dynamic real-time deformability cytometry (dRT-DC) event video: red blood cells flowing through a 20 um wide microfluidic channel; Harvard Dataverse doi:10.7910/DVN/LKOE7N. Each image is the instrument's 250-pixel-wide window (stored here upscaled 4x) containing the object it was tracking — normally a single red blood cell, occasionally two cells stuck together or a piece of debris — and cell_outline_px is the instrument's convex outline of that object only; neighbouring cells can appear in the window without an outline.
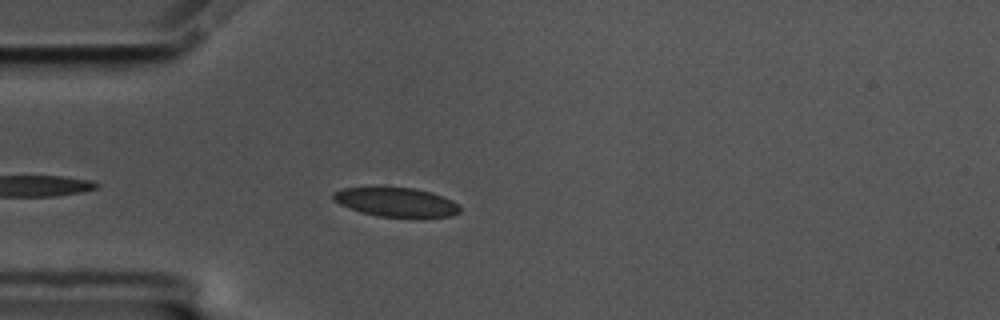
{"species": "common noctule bat (a hibernating species)", "species_latin": "Nyctalus noctula", "temperature_condition": "cold", "stored_images_in_passage": 44, "camera_frame_rate_fps": 3000, "um_per_image_px": 0.085, "animal": {"sex": "male", "body_mass_g": 17.5, "forearm_length_mm": 52.3}, "frame": {"image": 1, "passage_image": 5, "time_ms": 1.333, "image_size_px": [1000, 320], "cell_outline_px": [[460, 212], [452, 216], [376, 216], [360, 212], [348, 208], [332, 200], [332, 192], [344, 188], [412, 188], [432, 192], [444, 196], [452, 200], [460, 208]], "centroid_in_image_um": [33.64, 17.17], "position_along_channel_um": 51.4, "area_um2": 21.15}}
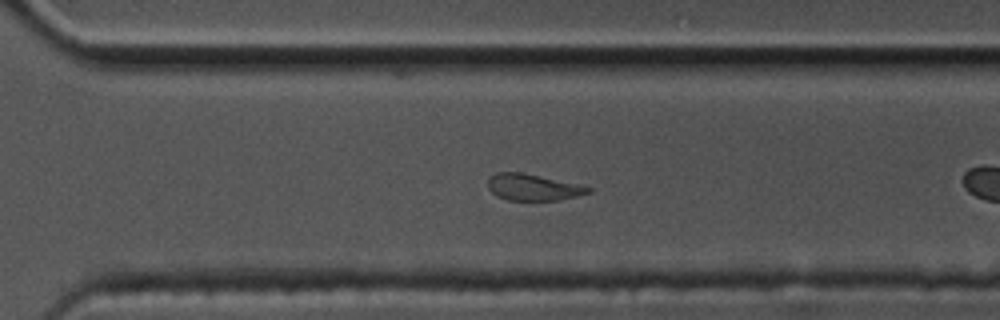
{"frame": {"image": 2, "passage_image": 26, "time_ms": 8.333, "image_size_px": [1000, 320], "cell_outline_px": [[592, 192], [560, 200], [508, 200], [496, 196], [488, 188], [488, 176], [496, 172], [520, 172], [576, 184], [592, 188]], "centroid_in_image_um": [45.25, 15.92], "position_along_channel_um": 325.3, "area_um2": 15.32}}
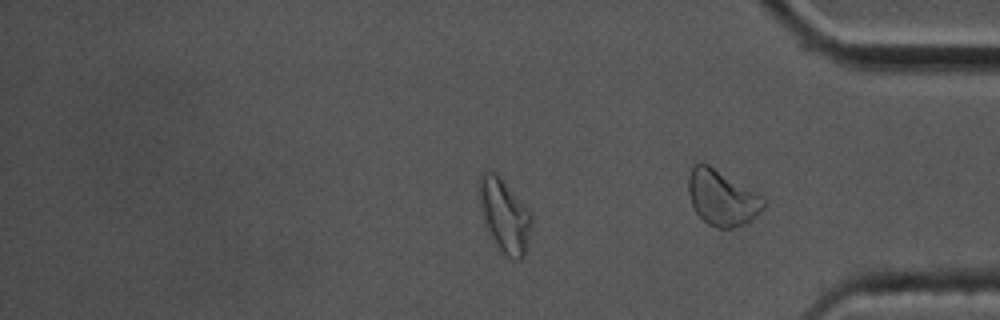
{"frame": {"image": 3, "passage_image": 34, "time_ms": 11.0, "image_size_px": [1000, 320], "cell_outline_px": [[532, 224], [528, 244], [524, 256], [520, 260], [512, 260], [500, 248], [484, 224], [480, 204], [480, 172], [484, 168], [496, 172], [500, 176], [532, 212]], "centroid_in_image_um": [42.91, 18.27], "position_along_channel_um": 392.3, "area_um2": 22.43}, "authors_computed_cell_mechanics": {"area_um2": 21.964, "velocity_mm_per_s": 3.4779, "shape_relaxation_time_tau1_ms": null, "shape_relaxation_time_tau2_ms": 6.2031, "deformation_change_tau1": null, "deformation_change_tau2": 0.1347}}